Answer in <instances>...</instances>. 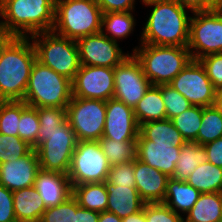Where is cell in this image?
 <instances>
[{"instance_id":"cell-1","label":"cell","mask_w":222,"mask_h":222,"mask_svg":"<svg viewBox=\"0 0 222 222\" xmlns=\"http://www.w3.org/2000/svg\"><path fill=\"white\" fill-rule=\"evenodd\" d=\"M141 42L149 45L187 47L192 12L176 0L152 1L141 6ZM145 7V8H144ZM149 8V9H148Z\"/></svg>"},{"instance_id":"cell-2","label":"cell","mask_w":222,"mask_h":222,"mask_svg":"<svg viewBox=\"0 0 222 222\" xmlns=\"http://www.w3.org/2000/svg\"><path fill=\"white\" fill-rule=\"evenodd\" d=\"M36 60L30 37H15L4 48L0 57V101H23Z\"/></svg>"},{"instance_id":"cell-3","label":"cell","mask_w":222,"mask_h":222,"mask_svg":"<svg viewBox=\"0 0 222 222\" xmlns=\"http://www.w3.org/2000/svg\"><path fill=\"white\" fill-rule=\"evenodd\" d=\"M55 0H2L0 26L15 37L52 31Z\"/></svg>"},{"instance_id":"cell-4","label":"cell","mask_w":222,"mask_h":222,"mask_svg":"<svg viewBox=\"0 0 222 222\" xmlns=\"http://www.w3.org/2000/svg\"><path fill=\"white\" fill-rule=\"evenodd\" d=\"M102 14L95 0H55L52 31L77 41L101 32Z\"/></svg>"},{"instance_id":"cell-5","label":"cell","mask_w":222,"mask_h":222,"mask_svg":"<svg viewBox=\"0 0 222 222\" xmlns=\"http://www.w3.org/2000/svg\"><path fill=\"white\" fill-rule=\"evenodd\" d=\"M152 85L169 84L192 60L190 51L182 46L140 44L133 52Z\"/></svg>"},{"instance_id":"cell-6","label":"cell","mask_w":222,"mask_h":222,"mask_svg":"<svg viewBox=\"0 0 222 222\" xmlns=\"http://www.w3.org/2000/svg\"><path fill=\"white\" fill-rule=\"evenodd\" d=\"M72 98V81L35 61L23 101L31 107H67Z\"/></svg>"},{"instance_id":"cell-7","label":"cell","mask_w":222,"mask_h":222,"mask_svg":"<svg viewBox=\"0 0 222 222\" xmlns=\"http://www.w3.org/2000/svg\"><path fill=\"white\" fill-rule=\"evenodd\" d=\"M30 39L36 51L37 61L73 81L81 66L75 40L53 31L33 34Z\"/></svg>"},{"instance_id":"cell-8","label":"cell","mask_w":222,"mask_h":222,"mask_svg":"<svg viewBox=\"0 0 222 222\" xmlns=\"http://www.w3.org/2000/svg\"><path fill=\"white\" fill-rule=\"evenodd\" d=\"M77 142L76 135L67 120L56 130L41 131L39 129L36 152L40 169L68 175Z\"/></svg>"},{"instance_id":"cell-9","label":"cell","mask_w":222,"mask_h":222,"mask_svg":"<svg viewBox=\"0 0 222 222\" xmlns=\"http://www.w3.org/2000/svg\"><path fill=\"white\" fill-rule=\"evenodd\" d=\"M187 48L192 60L222 53V13L219 10L192 14Z\"/></svg>"},{"instance_id":"cell-10","label":"cell","mask_w":222,"mask_h":222,"mask_svg":"<svg viewBox=\"0 0 222 222\" xmlns=\"http://www.w3.org/2000/svg\"><path fill=\"white\" fill-rule=\"evenodd\" d=\"M66 113L78 141L101 139L106 119V101L72 96Z\"/></svg>"},{"instance_id":"cell-11","label":"cell","mask_w":222,"mask_h":222,"mask_svg":"<svg viewBox=\"0 0 222 222\" xmlns=\"http://www.w3.org/2000/svg\"><path fill=\"white\" fill-rule=\"evenodd\" d=\"M110 167L99 141H78L71 158L68 177L72 186L105 182Z\"/></svg>"},{"instance_id":"cell-12","label":"cell","mask_w":222,"mask_h":222,"mask_svg":"<svg viewBox=\"0 0 222 222\" xmlns=\"http://www.w3.org/2000/svg\"><path fill=\"white\" fill-rule=\"evenodd\" d=\"M169 85L194 106L209 107L215 104L217 91L199 60H191Z\"/></svg>"},{"instance_id":"cell-13","label":"cell","mask_w":222,"mask_h":222,"mask_svg":"<svg viewBox=\"0 0 222 222\" xmlns=\"http://www.w3.org/2000/svg\"><path fill=\"white\" fill-rule=\"evenodd\" d=\"M151 85L133 53L114 68L113 98L133 109Z\"/></svg>"},{"instance_id":"cell-14","label":"cell","mask_w":222,"mask_h":222,"mask_svg":"<svg viewBox=\"0 0 222 222\" xmlns=\"http://www.w3.org/2000/svg\"><path fill=\"white\" fill-rule=\"evenodd\" d=\"M81 65L115 68L132 53L102 32L76 41Z\"/></svg>"},{"instance_id":"cell-15","label":"cell","mask_w":222,"mask_h":222,"mask_svg":"<svg viewBox=\"0 0 222 222\" xmlns=\"http://www.w3.org/2000/svg\"><path fill=\"white\" fill-rule=\"evenodd\" d=\"M114 94V68L81 65L72 81V96L107 101Z\"/></svg>"},{"instance_id":"cell-16","label":"cell","mask_w":222,"mask_h":222,"mask_svg":"<svg viewBox=\"0 0 222 222\" xmlns=\"http://www.w3.org/2000/svg\"><path fill=\"white\" fill-rule=\"evenodd\" d=\"M139 129L133 108L114 98L106 101V119L101 138H110L118 143L137 141Z\"/></svg>"},{"instance_id":"cell-17","label":"cell","mask_w":222,"mask_h":222,"mask_svg":"<svg viewBox=\"0 0 222 222\" xmlns=\"http://www.w3.org/2000/svg\"><path fill=\"white\" fill-rule=\"evenodd\" d=\"M40 170L36 149L13 162L0 163V185L10 191L34 186L37 173Z\"/></svg>"},{"instance_id":"cell-18","label":"cell","mask_w":222,"mask_h":222,"mask_svg":"<svg viewBox=\"0 0 222 222\" xmlns=\"http://www.w3.org/2000/svg\"><path fill=\"white\" fill-rule=\"evenodd\" d=\"M135 187L144 203H162L168 176L148 164L134 159Z\"/></svg>"},{"instance_id":"cell-19","label":"cell","mask_w":222,"mask_h":222,"mask_svg":"<svg viewBox=\"0 0 222 222\" xmlns=\"http://www.w3.org/2000/svg\"><path fill=\"white\" fill-rule=\"evenodd\" d=\"M34 187L47 208L64 203L72 196V185L67 174L40 169Z\"/></svg>"},{"instance_id":"cell-20","label":"cell","mask_w":222,"mask_h":222,"mask_svg":"<svg viewBox=\"0 0 222 222\" xmlns=\"http://www.w3.org/2000/svg\"><path fill=\"white\" fill-rule=\"evenodd\" d=\"M181 147L155 144L149 140L136 141V158L168 177H172L179 159Z\"/></svg>"},{"instance_id":"cell-21","label":"cell","mask_w":222,"mask_h":222,"mask_svg":"<svg viewBox=\"0 0 222 222\" xmlns=\"http://www.w3.org/2000/svg\"><path fill=\"white\" fill-rule=\"evenodd\" d=\"M136 12V13H135ZM139 13L138 11H129V12H107L102 14V24H101V32L110 38L113 41H116L123 44L122 42H126L130 39V36H137V44H132L133 48H131L130 52L133 53L136 48L141 44V31H139L137 26L140 19L137 20ZM139 21V22H138ZM139 34H134L137 31ZM134 34V35H133ZM124 40V41H123ZM135 46V47H134Z\"/></svg>"},{"instance_id":"cell-22","label":"cell","mask_w":222,"mask_h":222,"mask_svg":"<svg viewBox=\"0 0 222 222\" xmlns=\"http://www.w3.org/2000/svg\"><path fill=\"white\" fill-rule=\"evenodd\" d=\"M107 198V212L116 214L123 219L129 215L139 212L145 204L139 196L136 187L119 186L104 182Z\"/></svg>"},{"instance_id":"cell-23","label":"cell","mask_w":222,"mask_h":222,"mask_svg":"<svg viewBox=\"0 0 222 222\" xmlns=\"http://www.w3.org/2000/svg\"><path fill=\"white\" fill-rule=\"evenodd\" d=\"M200 195L201 193L186 181L169 177L162 203L184 218L197 202Z\"/></svg>"},{"instance_id":"cell-24","label":"cell","mask_w":222,"mask_h":222,"mask_svg":"<svg viewBox=\"0 0 222 222\" xmlns=\"http://www.w3.org/2000/svg\"><path fill=\"white\" fill-rule=\"evenodd\" d=\"M13 208L17 222H39L47 209L34 186L13 191Z\"/></svg>"},{"instance_id":"cell-25","label":"cell","mask_w":222,"mask_h":222,"mask_svg":"<svg viewBox=\"0 0 222 222\" xmlns=\"http://www.w3.org/2000/svg\"><path fill=\"white\" fill-rule=\"evenodd\" d=\"M137 140H149L155 144L182 147L186 141L175 128L172 120L148 121L140 125Z\"/></svg>"},{"instance_id":"cell-26","label":"cell","mask_w":222,"mask_h":222,"mask_svg":"<svg viewBox=\"0 0 222 222\" xmlns=\"http://www.w3.org/2000/svg\"><path fill=\"white\" fill-rule=\"evenodd\" d=\"M184 222H222V192L201 193Z\"/></svg>"},{"instance_id":"cell-27","label":"cell","mask_w":222,"mask_h":222,"mask_svg":"<svg viewBox=\"0 0 222 222\" xmlns=\"http://www.w3.org/2000/svg\"><path fill=\"white\" fill-rule=\"evenodd\" d=\"M133 110L139 126L148 121L165 120L166 108L162 100L161 85H151Z\"/></svg>"},{"instance_id":"cell-28","label":"cell","mask_w":222,"mask_h":222,"mask_svg":"<svg viewBox=\"0 0 222 222\" xmlns=\"http://www.w3.org/2000/svg\"><path fill=\"white\" fill-rule=\"evenodd\" d=\"M72 196L80 207L96 212L107 209L108 193L104 182L84 183L72 186Z\"/></svg>"},{"instance_id":"cell-29","label":"cell","mask_w":222,"mask_h":222,"mask_svg":"<svg viewBox=\"0 0 222 222\" xmlns=\"http://www.w3.org/2000/svg\"><path fill=\"white\" fill-rule=\"evenodd\" d=\"M207 161L206 150L196 142H186L180 150L172 178L186 181L193 171Z\"/></svg>"},{"instance_id":"cell-30","label":"cell","mask_w":222,"mask_h":222,"mask_svg":"<svg viewBox=\"0 0 222 222\" xmlns=\"http://www.w3.org/2000/svg\"><path fill=\"white\" fill-rule=\"evenodd\" d=\"M186 182L200 193L222 192V168L206 161L193 171Z\"/></svg>"},{"instance_id":"cell-31","label":"cell","mask_w":222,"mask_h":222,"mask_svg":"<svg viewBox=\"0 0 222 222\" xmlns=\"http://www.w3.org/2000/svg\"><path fill=\"white\" fill-rule=\"evenodd\" d=\"M222 137V113L215 107H203L202 123L197 138L193 141L200 145Z\"/></svg>"},{"instance_id":"cell-32","label":"cell","mask_w":222,"mask_h":222,"mask_svg":"<svg viewBox=\"0 0 222 222\" xmlns=\"http://www.w3.org/2000/svg\"><path fill=\"white\" fill-rule=\"evenodd\" d=\"M98 141L110 166L134 161L136 158V141L118 143L110 138H101Z\"/></svg>"},{"instance_id":"cell-33","label":"cell","mask_w":222,"mask_h":222,"mask_svg":"<svg viewBox=\"0 0 222 222\" xmlns=\"http://www.w3.org/2000/svg\"><path fill=\"white\" fill-rule=\"evenodd\" d=\"M202 106L192 105L182 114L174 117L172 122L186 142H193L198 135L202 123Z\"/></svg>"},{"instance_id":"cell-34","label":"cell","mask_w":222,"mask_h":222,"mask_svg":"<svg viewBox=\"0 0 222 222\" xmlns=\"http://www.w3.org/2000/svg\"><path fill=\"white\" fill-rule=\"evenodd\" d=\"M39 129L40 123L37 108L28 106L24 101H21V117L18 128V136L36 149L38 147Z\"/></svg>"},{"instance_id":"cell-35","label":"cell","mask_w":222,"mask_h":222,"mask_svg":"<svg viewBox=\"0 0 222 222\" xmlns=\"http://www.w3.org/2000/svg\"><path fill=\"white\" fill-rule=\"evenodd\" d=\"M21 101H0V133L18 136Z\"/></svg>"},{"instance_id":"cell-36","label":"cell","mask_w":222,"mask_h":222,"mask_svg":"<svg viewBox=\"0 0 222 222\" xmlns=\"http://www.w3.org/2000/svg\"><path fill=\"white\" fill-rule=\"evenodd\" d=\"M33 147L19 136L0 133V163L13 162L25 156Z\"/></svg>"},{"instance_id":"cell-37","label":"cell","mask_w":222,"mask_h":222,"mask_svg":"<svg viewBox=\"0 0 222 222\" xmlns=\"http://www.w3.org/2000/svg\"><path fill=\"white\" fill-rule=\"evenodd\" d=\"M161 93L166 108V119L172 120L192 106L181 93L169 84L161 85Z\"/></svg>"},{"instance_id":"cell-38","label":"cell","mask_w":222,"mask_h":222,"mask_svg":"<svg viewBox=\"0 0 222 222\" xmlns=\"http://www.w3.org/2000/svg\"><path fill=\"white\" fill-rule=\"evenodd\" d=\"M79 207L77 200L71 196L64 203L47 208L39 222H74V212Z\"/></svg>"},{"instance_id":"cell-39","label":"cell","mask_w":222,"mask_h":222,"mask_svg":"<svg viewBox=\"0 0 222 222\" xmlns=\"http://www.w3.org/2000/svg\"><path fill=\"white\" fill-rule=\"evenodd\" d=\"M41 131H52L59 128L66 120V107L37 108Z\"/></svg>"},{"instance_id":"cell-40","label":"cell","mask_w":222,"mask_h":222,"mask_svg":"<svg viewBox=\"0 0 222 222\" xmlns=\"http://www.w3.org/2000/svg\"><path fill=\"white\" fill-rule=\"evenodd\" d=\"M144 213L146 222H184L181 215L164 203H145Z\"/></svg>"},{"instance_id":"cell-41","label":"cell","mask_w":222,"mask_h":222,"mask_svg":"<svg viewBox=\"0 0 222 222\" xmlns=\"http://www.w3.org/2000/svg\"><path fill=\"white\" fill-rule=\"evenodd\" d=\"M107 181L114 185L135 187L134 161L111 166Z\"/></svg>"},{"instance_id":"cell-42","label":"cell","mask_w":222,"mask_h":222,"mask_svg":"<svg viewBox=\"0 0 222 222\" xmlns=\"http://www.w3.org/2000/svg\"><path fill=\"white\" fill-rule=\"evenodd\" d=\"M204 66L213 88L219 92L222 90V53L209 54L199 59Z\"/></svg>"},{"instance_id":"cell-43","label":"cell","mask_w":222,"mask_h":222,"mask_svg":"<svg viewBox=\"0 0 222 222\" xmlns=\"http://www.w3.org/2000/svg\"><path fill=\"white\" fill-rule=\"evenodd\" d=\"M102 13L129 12L141 9L139 0H95ZM139 4V5H138ZM138 6V8H136ZM138 9V10H137Z\"/></svg>"},{"instance_id":"cell-44","label":"cell","mask_w":222,"mask_h":222,"mask_svg":"<svg viewBox=\"0 0 222 222\" xmlns=\"http://www.w3.org/2000/svg\"><path fill=\"white\" fill-rule=\"evenodd\" d=\"M0 222H17L13 208V192L0 185Z\"/></svg>"},{"instance_id":"cell-45","label":"cell","mask_w":222,"mask_h":222,"mask_svg":"<svg viewBox=\"0 0 222 222\" xmlns=\"http://www.w3.org/2000/svg\"><path fill=\"white\" fill-rule=\"evenodd\" d=\"M204 149L207 154V161L222 168V137L206 143Z\"/></svg>"},{"instance_id":"cell-46","label":"cell","mask_w":222,"mask_h":222,"mask_svg":"<svg viewBox=\"0 0 222 222\" xmlns=\"http://www.w3.org/2000/svg\"><path fill=\"white\" fill-rule=\"evenodd\" d=\"M100 213L79 207L74 212V222H98Z\"/></svg>"},{"instance_id":"cell-47","label":"cell","mask_w":222,"mask_h":222,"mask_svg":"<svg viewBox=\"0 0 222 222\" xmlns=\"http://www.w3.org/2000/svg\"><path fill=\"white\" fill-rule=\"evenodd\" d=\"M178 1L185 9L194 12L205 11V0H176Z\"/></svg>"},{"instance_id":"cell-48","label":"cell","mask_w":222,"mask_h":222,"mask_svg":"<svg viewBox=\"0 0 222 222\" xmlns=\"http://www.w3.org/2000/svg\"><path fill=\"white\" fill-rule=\"evenodd\" d=\"M15 38L12 34L6 32L1 26H0V57L4 50V48Z\"/></svg>"},{"instance_id":"cell-49","label":"cell","mask_w":222,"mask_h":222,"mask_svg":"<svg viewBox=\"0 0 222 222\" xmlns=\"http://www.w3.org/2000/svg\"><path fill=\"white\" fill-rule=\"evenodd\" d=\"M122 222H146L145 213H144V205L143 208L132 215H129L122 219Z\"/></svg>"},{"instance_id":"cell-50","label":"cell","mask_w":222,"mask_h":222,"mask_svg":"<svg viewBox=\"0 0 222 222\" xmlns=\"http://www.w3.org/2000/svg\"><path fill=\"white\" fill-rule=\"evenodd\" d=\"M98 222H122V219L116 214L104 211L100 213Z\"/></svg>"},{"instance_id":"cell-51","label":"cell","mask_w":222,"mask_h":222,"mask_svg":"<svg viewBox=\"0 0 222 222\" xmlns=\"http://www.w3.org/2000/svg\"><path fill=\"white\" fill-rule=\"evenodd\" d=\"M222 6V0H205V11L219 10Z\"/></svg>"},{"instance_id":"cell-52","label":"cell","mask_w":222,"mask_h":222,"mask_svg":"<svg viewBox=\"0 0 222 222\" xmlns=\"http://www.w3.org/2000/svg\"><path fill=\"white\" fill-rule=\"evenodd\" d=\"M214 105L222 113V90L217 92Z\"/></svg>"},{"instance_id":"cell-53","label":"cell","mask_w":222,"mask_h":222,"mask_svg":"<svg viewBox=\"0 0 222 222\" xmlns=\"http://www.w3.org/2000/svg\"><path fill=\"white\" fill-rule=\"evenodd\" d=\"M140 1V5H144L146 3L152 2V1H160V0H139Z\"/></svg>"}]
</instances>
